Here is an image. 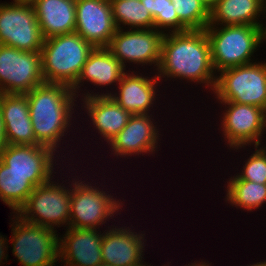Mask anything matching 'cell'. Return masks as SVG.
<instances>
[{"label":"cell","mask_w":266,"mask_h":266,"mask_svg":"<svg viewBox=\"0 0 266 266\" xmlns=\"http://www.w3.org/2000/svg\"><path fill=\"white\" fill-rule=\"evenodd\" d=\"M156 74L159 80L185 79L188 83L202 84L212 92L217 73L212 65L210 42L205 29L165 33Z\"/></svg>","instance_id":"cell-1"},{"label":"cell","mask_w":266,"mask_h":266,"mask_svg":"<svg viewBox=\"0 0 266 266\" xmlns=\"http://www.w3.org/2000/svg\"><path fill=\"white\" fill-rule=\"evenodd\" d=\"M26 95L36 141L60 156L57 148H61V140L73 127L77 96L70 86L56 83H43Z\"/></svg>","instance_id":"cell-2"},{"label":"cell","mask_w":266,"mask_h":266,"mask_svg":"<svg viewBox=\"0 0 266 266\" xmlns=\"http://www.w3.org/2000/svg\"><path fill=\"white\" fill-rule=\"evenodd\" d=\"M263 28L251 25H208L205 32L210 42L215 72L254 63L255 58H251L264 43Z\"/></svg>","instance_id":"cell-3"},{"label":"cell","mask_w":266,"mask_h":266,"mask_svg":"<svg viewBox=\"0 0 266 266\" xmlns=\"http://www.w3.org/2000/svg\"><path fill=\"white\" fill-rule=\"evenodd\" d=\"M94 48L75 32L44 39L40 52L45 83L72 87Z\"/></svg>","instance_id":"cell-4"},{"label":"cell","mask_w":266,"mask_h":266,"mask_svg":"<svg viewBox=\"0 0 266 266\" xmlns=\"http://www.w3.org/2000/svg\"><path fill=\"white\" fill-rule=\"evenodd\" d=\"M72 175L71 177L74 179L70 181L69 227L100 230V226L102 227L103 224L109 225L106 221L109 222V219H112L115 214H117L116 216L121 215L120 212L125 205L123 201L119 198L117 200L109 191L100 189V186L97 187L92 182L79 180L78 176L76 178Z\"/></svg>","instance_id":"cell-5"},{"label":"cell","mask_w":266,"mask_h":266,"mask_svg":"<svg viewBox=\"0 0 266 266\" xmlns=\"http://www.w3.org/2000/svg\"><path fill=\"white\" fill-rule=\"evenodd\" d=\"M11 218L12 254L22 266H56L59 234L55 229L29 223L16 213ZM58 266V265H57Z\"/></svg>","instance_id":"cell-6"},{"label":"cell","mask_w":266,"mask_h":266,"mask_svg":"<svg viewBox=\"0 0 266 266\" xmlns=\"http://www.w3.org/2000/svg\"><path fill=\"white\" fill-rule=\"evenodd\" d=\"M213 93L216 103L236 102L266 111V62L231 67L218 73Z\"/></svg>","instance_id":"cell-7"},{"label":"cell","mask_w":266,"mask_h":266,"mask_svg":"<svg viewBox=\"0 0 266 266\" xmlns=\"http://www.w3.org/2000/svg\"><path fill=\"white\" fill-rule=\"evenodd\" d=\"M53 180L52 178L36 186L16 214L32 224L50 229L65 225L67 229L70 220L71 184L68 181L69 185L66 187L64 180L62 183Z\"/></svg>","instance_id":"cell-8"},{"label":"cell","mask_w":266,"mask_h":266,"mask_svg":"<svg viewBox=\"0 0 266 266\" xmlns=\"http://www.w3.org/2000/svg\"><path fill=\"white\" fill-rule=\"evenodd\" d=\"M43 43L44 38L31 3H0V44L38 52Z\"/></svg>","instance_id":"cell-9"},{"label":"cell","mask_w":266,"mask_h":266,"mask_svg":"<svg viewBox=\"0 0 266 266\" xmlns=\"http://www.w3.org/2000/svg\"><path fill=\"white\" fill-rule=\"evenodd\" d=\"M218 103L225 106L219 130L227 146L236 151L249 145L250 148L251 145L261 146L262 134L266 132V111L258 106L236 102Z\"/></svg>","instance_id":"cell-10"},{"label":"cell","mask_w":266,"mask_h":266,"mask_svg":"<svg viewBox=\"0 0 266 266\" xmlns=\"http://www.w3.org/2000/svg\"><path fill=\"white\" fill-rule=\"evenodd\" d=\"M43 83L40 51L0 44V93L26 94Z\"/></svg>","instance_id":"cell-11"},{"label":"cell","mask_w":266,"mask_h":266,"mask_svg":"<svg viewBox=\"0 0 266 266\" xmlns=\"http://www.w3.org/2000/svg\"><path fill=\"white\" fill-rule=\"evenodd\" d=\"M124 30L117 29L106 48L125 68L127 63L142 64V67L154 64V71H157L165 34L155 28Z\"/></svg>","instance_id":"cell-12"},{"label":"cell","mask_w":266,"mask_h":266,"mask_svg":"<svg viewBox=\"0 0 266 266\" xmlns=\"http://www.w3.org/2000/svg\"><path fill=\"white\" fill-rule=\"evenodd\" d=\"M55 155L58 157L57 159ZM59 157L53 149L40 144H7L0 155V161L7 165L12 172L27 176L28 180L36 187L54 178L53 176L57 173L54 172L58 165L56 164L57 160L62 159Z\"/></svg>","instance_id":"cell-13"},{"label":"cell","mask_w":266,"mask_h":266,"mask_svg":"<svg viewBox=\"0 0 266 266\" xmlns=\"http://www.w3.org/2000/svg\"><path fill=\"white\" fill-rule=\"evenodd\" d=\"M159 83L160 80L156 73L154 76L148 77L145 75L143 76L141 73L138 74L137 71L135 72L128 70L117 84L118 89L116 88V93L115 91L94 93L92 90H90V93L87 90L85 91L82 89L81 91H83L84 94H79V97L81 96V98H86L89 96H110L115 102H117L122 108L130 112L132 115L150 114V111H152L151 109L154 107V103H156V98H158L156 96L159 95L156 93L160 92L157 89V86H160L158 85Z\"/></svg>","instance_id":"cell-14"},{"label":"cell","mask_w":266,"mask_h":266,"mask_svg":"<svg viewBox=\"0 0 266 266\" xmlns=\"http://www.w3.org/2000/svg\"><path fill=\"white\" fill-rule=\"evenodd\" d=\"M151 114H133L126 126L108 143L111 148V155L116 156V159L155 154L159 151L158 141L160 142V128L157 127V122Z\"/></svg>","instance_id":"cell-15"},{"label":"cell","mask_w":266,"mask_h":266,"mask_svg":"<svg viewBox=\"0 0 266 266\" xmlns=\"http://www.w3.org/2000/svg\"><path fill=\"white\" fill-rule=\"evenodd\" d=\"M75 33L96 47H107L117 28L110 0H76Z\"/></svg>","instance_id":"cell-16"},{"label":"cell","mask_w":266,"mask_h":266,"mask_svg":"<svg viewBox=\"0 0 266 266\" xmlns=\"http://www.w3.org/2000/svg\"><path fill=\"white\" fill-rule=\"evenodd\" d=\"M112 227V228H111ZM112 225L103 232L101 256L103 264L112 266H145L144 231ZM144 260H143V259ZM143 260V261H142Z\"/></svg>","instance_id":"cell-17"},{"label":"cell","mask_w":266,"mask_h":266,"mask_svg":"<svg viewBox=\"0 0 266 266\" xmlns=\"http://www.w3.org/2000/svg\"><path fill=\"white\" fill-rule=\"evenodd\" d=\"M65 230V234L59 237V260L61 265L64 263L62 266H97L103 263L101 231L72 227Z\"/></svg>","instance_id":"cell-18"},{"label":"cell","mask_w":266,"mask_h":266,"mask_svg":"<svg viewBox=\"0 0 266 266\" xmlns=\"http://www.w3.org/2000/svg\"><path fill=\"white\" fill-rule=\"evenodd\" d=\"M0 109L7 144H39L33 131L26 94L0 93Z\"/></svg>","instance_id":"cell-19"},{"label":"cell","mask_w":266,"mask_h":266,"mask_svg":"<svg viewBox=\"0 0 266 266\" xmlns=\"http://www.w3.org/2000/svg\"><path fill=\"white\" fill-rule=\"evenodd\" d=\"M81 109L88 115L99 139L109 143L127 124L132 114L122 108L110 96H89L79 99Z\"/></svg>","instance_id":"cell-20"},{"label":"cell","mask_w":266,"mask_h":266,"mask_svg":"<svg viewBox=\"0 0 266 266\" xmlns=\"http://www.w3.org/2000/svg\"><path fill=\"white\" fill-rule=\"evenodd\" d=\"M125 71H127L126 68L106 47H96L89 54L76 83L71 88L78 97L84 81L90 82L91 85L96 86L95 88L115 84L117 86Z\"/></svg>","instance_id":"cell-21"},{"label":"cell","mask_w":266,"mask_h":266,"mask_svg":"<svg viewBox=\"0 0 266 266\" xmlns=\"http://www.w3.org/2000/svg\"><path fill=\"white\" fill-rule=\"evenodd\" d=\"M31 4L44 39L75 32L76 0H34Z\"/></svg>","instance_id":"cell-22"},{"label":"cell","mask_w":266,"mask_h":266,"mask_svg":"<svg viewBox=\"0 0 266 266\" xmlns=\"http://www.w3.org/2000/svg\"><path fill=\"white\" fill-rule=\"evenodd\" d=\"M265 12L266 6L261 0H213L208 25L264 26L259 18L265 17Z\"/></svg>","instance_id":"cell-23"},{"label":"cell","mask_w":266,"mask_h":266,"mask_svg":"<svg viewBox=\"0 0 266 266\" xmlns=\"http://www.w3.org/2000/svg\"><path fill=\"white\" fill-rule=\"evenodd\" d=\"M34 188L27 176L12 172L0 161V200L13 210V214L26 203Z\"/></svg>","instance_id":"cell-24"},{"label":"cell","mask_w":266,"mask_h":266,"mask_svg":"<svg viewBox=\"0 0 266 266\" xmlns=\"http://www.w3.org/2000/svg\"><path fill=\"white\" fill-rule=\"evenodd\" d=\"M227 182L225 202L236 209L253 212L266 203V184H259L242 179H229Z\"/></svg>","instance_id":"cell-25"},{"label":"cell","mask_w":266,"mask_h":266,"mask_svg":"<svg viewBox=\"0 0 266 266\" xmlns=\"http://www.w3.org/2000/svg\"><path fill=\"white\" fill-rule=\"evenodd\" d=\"M110 3L117 29H123L126 25L127 29L154 28V19L140 0H110Z\"/></svg>","instance_id":"cell-26"},{"label":"cell","mask_w":266,"mask_h":266,"mask_svg":"<svg viewBox=\"0 0 266 266\" xmlns=\"http://www.w3.org/2000/svg\"><path fill=\"white\" fill-rule=\"evenodd\" d=\"M154 19V28L162 33L185 32L189 29L179 20L171 0H140ZM169 31V32H168Z\"/></svg>","instance_id":"cell-27"},{"label":"cell","mask_w":266,"mask_h":266,"mask_svg":"<svg viewBox=\"0 0 266 266\" xmlns=\"http://www.w3.org/2000/svg\"><path fill=\"white\" fill-rule=\"evenodd\" d=\"M179 20L189 30H203L210 19L208 0H171Z\"/></svg>","instance_id":"cell-28"},{"label":"cell","mask_w":266,"mask_h":266,"mask_svg":"<svg viewBox=\"0 0 266 266\" xmlns=\"http://www.w3.org/2000/svg\"><path fill=\"white\" fill-rule=\"evenodd\" d=\"M255 151L245 160L242 170L230 179H242L266 184V147L254 146ZM236 175V176H235Z\"/></svg>","instance_id":"cell-29"},{"label":"cell","mask_w":266,"mask_h":266,"mask_svg":"<svg viewBox=\"0 0 266 266\" xmlns=\"http://www.w3.org/2000/svg\"><path fill=\"white\" fill-rule=\"evenodd\" d=\"M5 236L1 235L0 233V266H2L1 264L3 263V260H8L7 257H8V254L7 253V250H8V243L9 242L7 240V236L4 238ZM6 251V252H5Z\"/></svg>","instance_id":"cell-30"},{"label":"cell","mask_w":266,"mask_h":266,"mask_svg":"<svg viewBox=\"0 0 266 266\" xmlns=\"http://www.w3.org/2000/svg\"><path fill=\"white\" fill-rule=\"evenodd\" d=\"M7 143H6V137H5V127H4V122L2 118V112L0 109V155L6 148Z\"/></svg>","instance_id":"cell-31"},{"label":"cell","mask_w":266,"mask_h":266,"mask_svg":"<svg viewBox=\"0 0 266 266\" xmlns=\"http://www.w3.org/2000/svg\"><path fill=\"white\" fill-rule=\"evenodd\" d=\"M167 264L168 265L165 264L164 266H170L169 262ZM185 266H212V265H211V263H209V261H207V263H206V261L201 260V262H200L197 260V261L191 262L190 264L185 265Z\"/></svg>","instance_id":"cell-32"},{"label":"cell","mask_w":266,"mask_h":266,"mask_svg":"<svg viewBox=\"0 0 266 266\" xmlns=\"http://www.w3.org/2000/svg\"><path fill=\"white\" fill-rule=\"evenodd\" d=\"M247 266H266V260L265 261H260V262H257V263H252V264H247Z\"/></svg>","instance_id":"cell-33"},{"label":"cell","mask_w":266,"mask_h":266,"mask_svg":"<svg viewBox=\"0 0 266 266\" xmlns=\"http://www.w3.org/2000/svg\"><path fill=\"white\" fill-rule=\"evenodd\" d=\"M34 0H13V2H28L32 3Z\"/></svg>","instance_id":"cell-34"},{"label":"cell","mask_w":266,"mask_h":266,"mask_svg":"<svg viewBox=\"0 0 266 266\" xmlns=\"http://www.w3.org/2000/svg\"><path fill=\"white\" fill-rule=\"evenodd\" d=\"M266 13V12H265ZM266 17V16H265ZM263 33H264V42L266 43V24L263 28Z\"/></svg>","instance_id":"cell-35"},{"label":"cell","mask_w":266,"mask_h":266,"mask_svg":"<svg viewBox=\"0 0 266 266\" xmlns=\"http://www.w3.org/2000/svg\"><path fill=\"white\" fill-rule=\"evenodd\" d=\"M97 266H112V265H106V264H100V265H97Z\"/></svg>","instance_id":"cell-36"},{"label":"cell","mask_w":266,"mask_h":266,"mask_svg":"<svg viewBox=\"0 0 266 266\" xmlns=\"http://www.w3.org/2000/svg\"><path fill=\"white\" fill-rule=\"evenodd\" d=\"M263 2V4L266 6V0H261Z\"/></svg>","instance_id":"cell-37"}]
</instances>
